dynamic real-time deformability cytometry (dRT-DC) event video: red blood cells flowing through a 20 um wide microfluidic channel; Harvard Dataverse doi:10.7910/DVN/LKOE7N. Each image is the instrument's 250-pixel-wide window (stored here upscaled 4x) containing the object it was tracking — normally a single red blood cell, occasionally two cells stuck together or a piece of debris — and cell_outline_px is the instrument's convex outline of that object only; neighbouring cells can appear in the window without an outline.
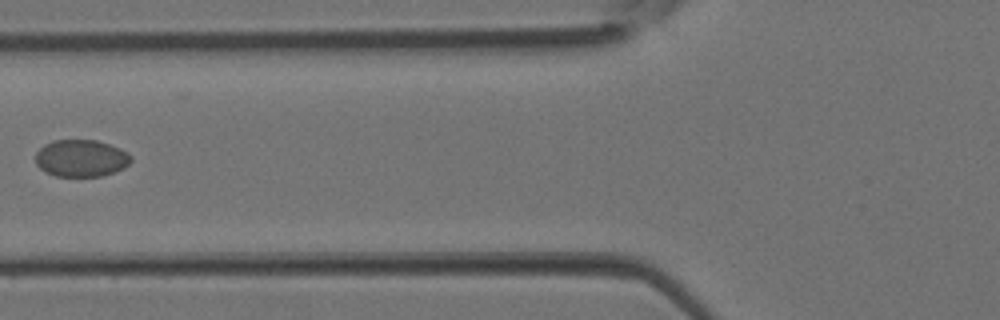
{"species": "Egyptian fruit bat (a non-hibernating species)", "species_latin": "Rousettus aegyptiacus", "temperature_condition": "room temperature", "stored_images_in_passage": 5, "camera_frame_rate_fps": 3000, "um_per_image_px": 0.085, "animal": {"sex": "female"}, "frame": {"image": 1, "passage_image": 5, "time_ms": 1.333, "image_size_px": [1000, 320], "cell_outline_px": [[132, 160], [124, 168], [100, 176], [56, 176], [44, 172], [36, 164], [36, 152], [44, 144], [52, 140], [96, 140], [120, 148], [128, 152], [132, 156]], "centroid_in_image_um": [6.88, 13.44], "position_along_channel_um": 118.9, "area_um2": 20.69}}